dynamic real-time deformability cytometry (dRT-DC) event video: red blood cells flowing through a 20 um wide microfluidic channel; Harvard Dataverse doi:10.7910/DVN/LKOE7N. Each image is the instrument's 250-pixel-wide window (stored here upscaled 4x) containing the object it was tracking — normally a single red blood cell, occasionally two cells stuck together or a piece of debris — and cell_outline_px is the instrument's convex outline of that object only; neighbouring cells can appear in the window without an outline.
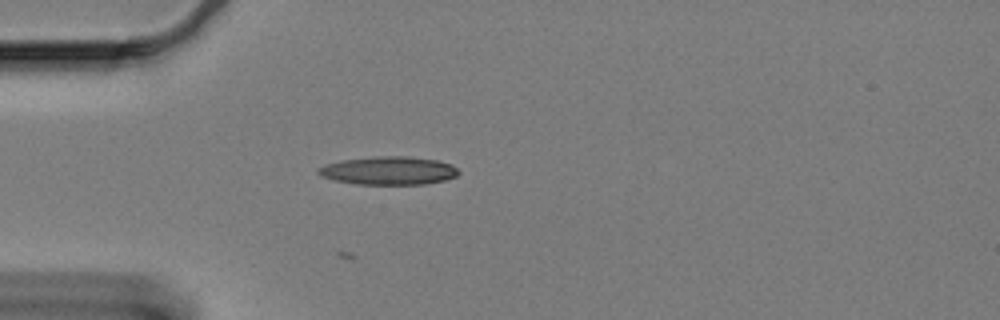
{"species": "Egyptian fruit bat (a non-hibernating species)", "species_latin": "Rousettus aegyptiacus", "temperature_condition": "cold", "stored_images_in_passage": 29, "camera_frame_rate_fps": 3000, "um_per_image_px": 0.085, "animal": {"sex": "female"}, "frame": {"image": 1, "passage_image": 3, "time_ms": 0.667, "image_size_px": [1000, 320], "cell_outline_px": [[460, 172], [456, 176], [444, 180], [424, 184], [356, 184], [332, 180], [320, 176], [316, 172], [316, 168], [324, 164], [340, 160], [376, 156], [408, 156], [436, 160], [452, 164]], "centroid_in_image_um": [32.97, 14.5], "position_along_channel_um": 52.0, "area_um2": 23.29}}
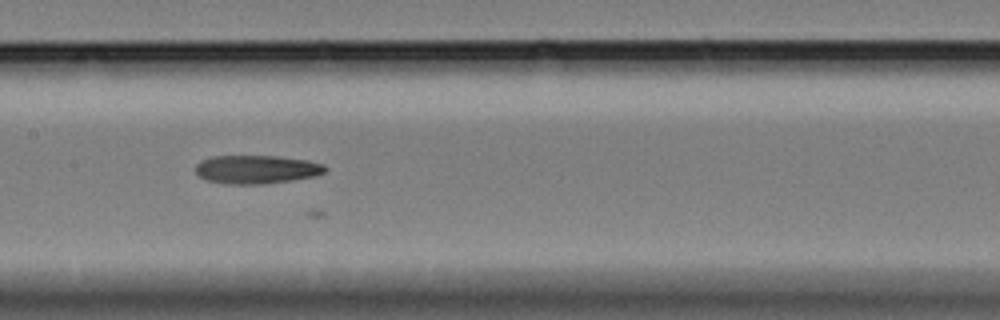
{"frame": {"image": 2, "passage_image": 16, "time_ms": 5.0, "image_size_px": [1000, 320], "cell_outline_px": [[328, 168], [324, 172], [316, 176], [292, 180], [264, 184], [224, 184], [204, 180], [196, 172], [196, 164], [200, 160], [212, 156], [276, 156], [308, 160], [324, 164]], "centroid_in_image_um": [21.8, 14.4], "position_along_channel_um": 185.6, "area_um2": 21.73}}
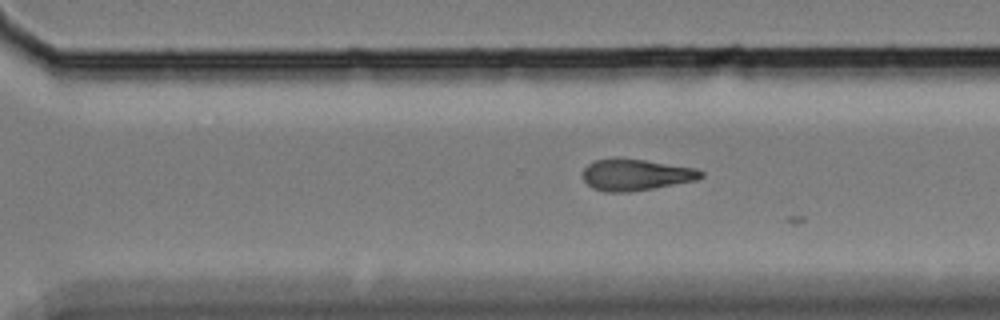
{"frame": {"image": 3, "passage_image": 28, "time_ms": 9.0, "image_size_px": [1000, 320], "cell_outline_px": [[704, 176], [696, 180], [652, 188], [628, 192], [604, 192], [592, 188], [584, 180], [584, 168], [588, 164], [596, 160], [616, 156], [644, 160], [696, 168], [704, 172]], "centroid_in_image_um": [54.03, 14.84], "position_along_channel_um": 316.6, "area_um2": 21.73}}